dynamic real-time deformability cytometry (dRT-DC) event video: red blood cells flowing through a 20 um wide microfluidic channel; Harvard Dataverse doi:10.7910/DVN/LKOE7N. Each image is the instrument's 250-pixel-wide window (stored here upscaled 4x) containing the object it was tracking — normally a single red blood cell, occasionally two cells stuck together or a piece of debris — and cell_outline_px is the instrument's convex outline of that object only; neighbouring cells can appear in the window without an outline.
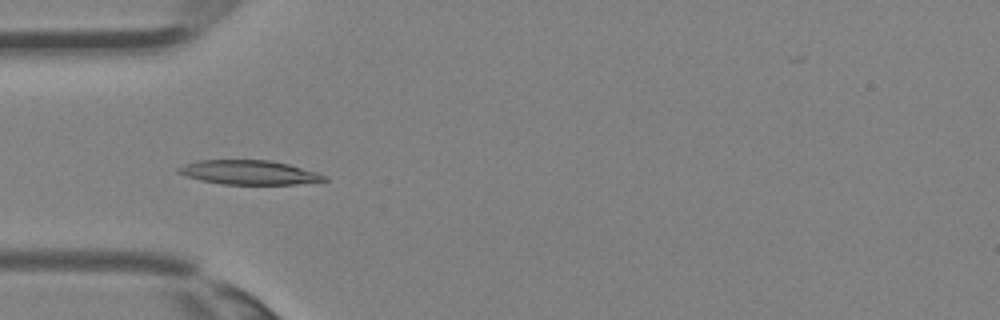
{"species": "Egyptian fruit bat (a non-hibernating species)", "species_latin": "Rousettus aegyptiacus", "temperature_condition": "room temperature", "stored_images_in_passage": 30, "camera_frame_rate_fps": 3000, "um_per_image_px": 0.085, "animal": {"sex": "female"}, "frame": {"image": 1, "passage_image": 5, "time_ms": 1.333, "image_size_px": [1000, 320], "cell_outline_px": [[328, 180], [296, 184], [224, 184], [200, 180], [176, 172], [176, 168], [184, 164], [196, 160], [272, 160], [288, 164], [316, 172], [328, 176]], "centroid_in_image_um": [21.15, 14.65], "position_along_channel_um": 63.8, "area_um2": 20.58}}
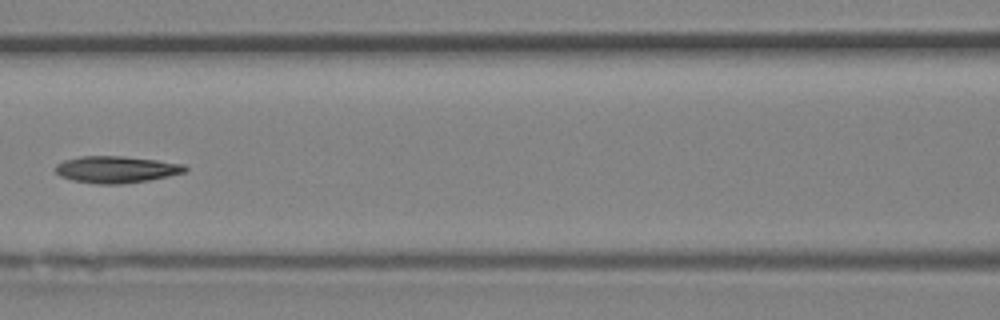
{"frame": {"image": 2, "passage_image": 10, "time_ms": 3.0, "image_size_px": [1000, 320], "cell_outline_px": [[188, 168], [184, 172], [168, 176], [148, 180], [120, 184], [96, 184], [72, 180], [60, 176], [52, 168], [56, 164], [64, 160], [80, 156], [124, 156], [156, 160], [184, 164]], "centroid_in_image_um": [9.83, 14.4], "position_along_channel_um": 156.8, "area_um2": 20.29}}
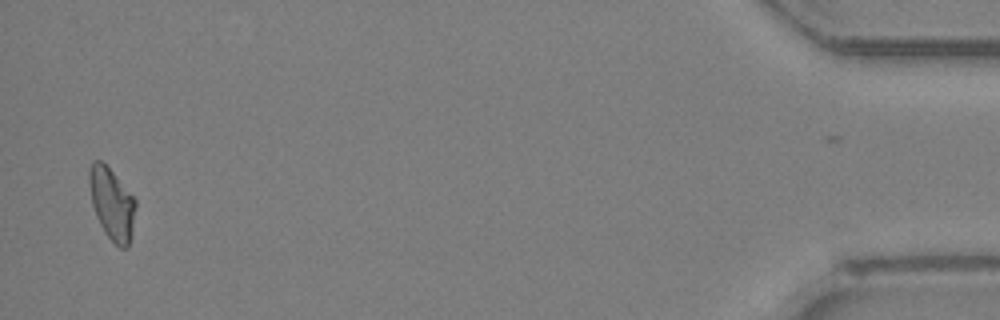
{"frame": {"image": 3, "passage_image": 29, "time_ms": 9.333, "image_size_px": [1000, 320], "cell_outline_px": [[136, 208], [132, 232], [128, 248], [120, 248], [104, 232], [96, 216], [92, 204], [88, 180], [88, 172], [92, 160], [100, 160], [112, 172], [136, 200]], "centroid_in_image_um": [9.5, 17.33], "position_along_channel_um": 425.7, "area_um2": 19.25}}